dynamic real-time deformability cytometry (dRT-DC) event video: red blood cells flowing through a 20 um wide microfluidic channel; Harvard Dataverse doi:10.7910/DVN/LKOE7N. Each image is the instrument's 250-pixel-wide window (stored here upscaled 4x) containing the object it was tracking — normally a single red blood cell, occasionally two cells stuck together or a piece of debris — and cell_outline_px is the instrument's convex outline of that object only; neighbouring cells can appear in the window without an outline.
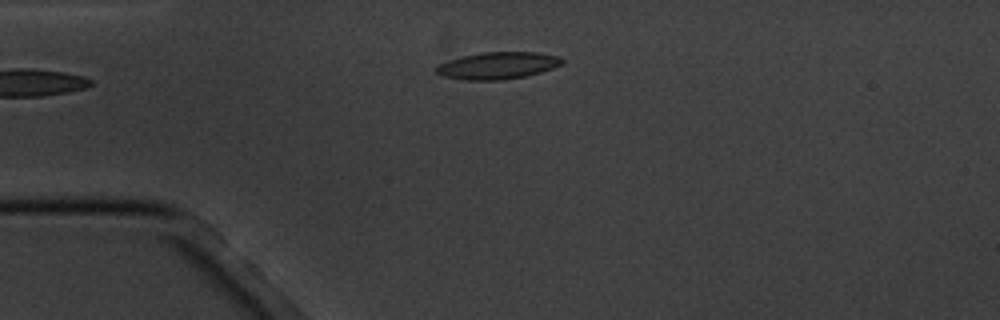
{"species": "common noctule bat (a hibernating species)", "species_latin": "Nyctalus noctula", "temperature_condition": "cold", "stored_images_in_passage": 9, "camera_frame_rate_fps": 3000, "um_per_image_px": 0.085, "animal": {"sex": "male", "body_mass_g": 20.1, "forearm_length_mm": 53.5}, "frame": {"image": 1, "passage_image": 1, "time_ms": 0.0, "image_size_px": [1000, 320], "cell_outline_px": [[564, 60], [560, 64], [552, 68], [540, 72], [524, 76], [500, 80], [460, 80], [440, 76], [432, 68], [448, 60], [480, 52], [536, 52], [560, 56]], "centroid_in_image_um": [42.24, 5.57], "position_along_channel_um": 42.8, "area_um2": 19.88}}
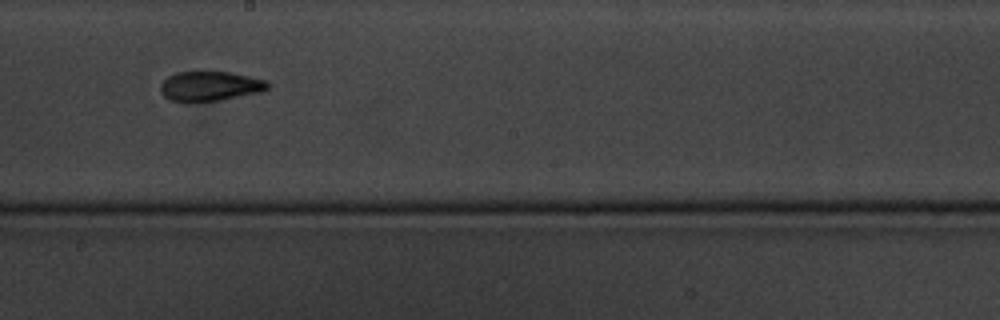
{"frame": {"image": 2, "passage_image": 6, "time_ms": 6.0, "image_size_px": [1000, 320], "cell_outline_px": [[268, 88], [256, 92], [216, 100], [188, 104], [168, 100], [160, 92], [160, 84], [168, 76], [176, 72], [228, 72], [268, 80]], "centroid_in_image_um": [17.74, 7.34], "position_along_channel_um": 230.5, "area_um2": 18.55}}
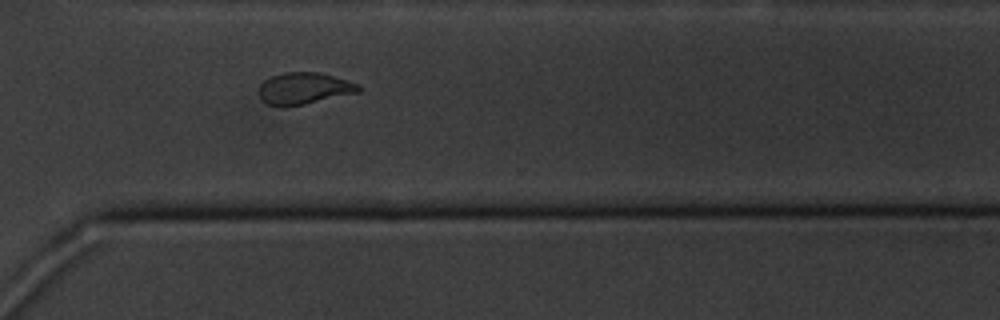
{"frame": {"image": 3, "passage_image": 9, "time_ms": 9.333, "image_size_px": [1000, 320], "cell_outline_px": [[360, 92], [304, 104], [284, 108], [268, 104], [260, 96], [260, 84], [264, 80], [272, 76], [284, 72], [316, 72], [332, 76], [360, 84]], "centroid_in_image_um": [25.84, 7.52], "position_along_channel_um": 344.8, "area_um2": 18.32}}